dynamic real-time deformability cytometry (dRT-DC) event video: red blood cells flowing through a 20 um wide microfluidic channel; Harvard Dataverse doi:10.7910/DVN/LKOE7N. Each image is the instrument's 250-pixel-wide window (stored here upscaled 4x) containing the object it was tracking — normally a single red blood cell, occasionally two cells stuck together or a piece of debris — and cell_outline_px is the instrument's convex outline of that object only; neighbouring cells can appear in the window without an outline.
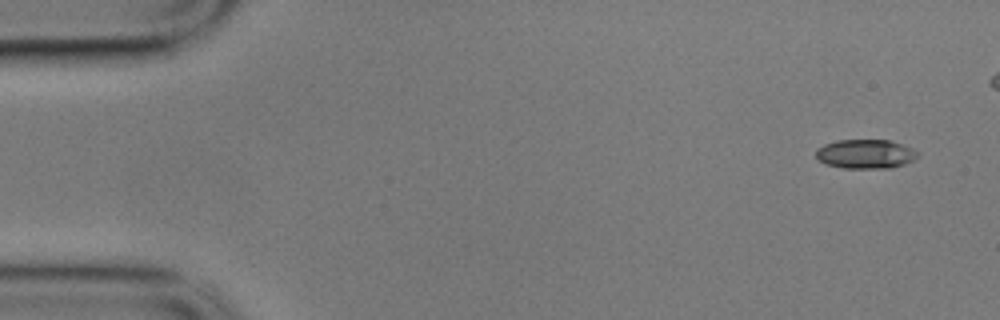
{"species": "common noctule bat (a hibernating species)", "species_latin": "Nyctalus noctula", "temperature_condition": "cold", "stored_images_in_passage": 5, "camera_frame_rate_fps": 3000, "um_per_image_px": 0.085, "animal": {"sex": "male", "body_mass_g": 17.9}, "frame": {"image": 1, "passage_image": 1, "time_ms": 0.0, "image_size_px": [1000, 320], "cell_outline_px": [[920, 152], [912, 160], [904, 164], [892, 168], [844, 168], [828, 164], [820, 160], [816, 156], [816, 148], [824, 144], [836, 140], [888, 140], [912, 148]], "centroid_in_image_um": [73.56, 13.08], "position_along_channel_um": 11.4, "area_um2": 17.17}}